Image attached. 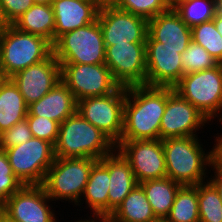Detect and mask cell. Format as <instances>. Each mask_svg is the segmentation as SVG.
<instances>
[{
	"label": "cell",
	"instance_id": "6da1fadb",
	"mask_svg": "<svg viewBox=\"0 0 222 222\" xmlns=\"http://www.w3.org/2000/svg\"><path fill=\"white\" fill-rule=\"evenodd\" d=\"M174 87H126L121 140H158L167 98Z\"/></svg>",
	"mask_w": 222,
	"mask_h": 222
},
{
	"label": "cell",
	"instance_id": "7a4b0ae2",
	"mask_svg": "<svg viewBox=\"0 0 222 222\" xmlns=\"http://www.w3.org/2000/svg\"><path fill=\"white\" fill-rule=\"evenodd\" d=\"M197 136L162 140L167 177L182 186H196L208 180L213 150L205 152ZM206 171V172H205Z\"/></svg>",
	"mask_w": 222,
	"mask_h": 222
},
{
	"label": "cell",
	"instance_id": "3957f363",
	"mask_svg": "<svg viewBox=\"0 0 222 222\" xmlns=\"http://www.w3.org/2000/svg\"><path fill=\"white\" fill-rule=\"evenodd\" d=\"M115 149L116 144L106 134L76 111L60 124L54 154L55 158L88 157L100 160Z\"/></svg>",
	"mask_w": 222,
	"mask_h": 222
},
{
	"label": "cell",
	"instance_id": "277c9868",
	"mask_svg": "<svg viewBox=\"0 0 222 222\" xmlns=\"http://www.w3.org/2000/svg\"><path fill=\"white\" fill-rule=\"evenodd\" d=\"M53 53L45 38L19 31L8 25L0 34V68L7 78L47 59Z\"/></svg>",
	"mask_w": 222,
	"mask_h": 222
},
{
	"label": "cell",
	"instance_id": "5b68a950",
	"mask_svg": "<svg viewBox=\"0 0 222 222\" xmlns=\"http://www.w3.org/2000/svg\"><path fill=\"white\" fill-rule=\"evenodd\" d=\"M174 91L196 107L210 122L217 117L219 123H222V64L185 74L174 86Z\"/></svg>",
	"mask_w": 222,
	"mask_h": 222
},
{
	"label": "cell",
	"instance_id": "8992f818",
	"mask_svg": "<svg viewBox=\"0 0 222 222\" xmlns=\"http://www.w3.org/2000/svg\"><path fill=\"white\" fill-rule=\"evenodd\" d=\"M96 161L88 157L55 158L42 184L48 197L55 202L62 199L82 205L79 201Z\"/></svg>",
	"mask_w": 222,
	"mask_h": 222
},
{
	"label": "cell",
	"instance_id": "52a82bcc",
	"mask_svg": "<svg viewBox=\"0 0 222 222\" xmlns=\"http://www.w3.org/2000/svg\"><path fill=\"white\" fill-rule=\"evenodd\" d=\"M59 63L105 64V43L98 19L61 35L52 45Z\"/></svg>",
	"mask_w": 222,
	"mask_h": 222
},
{
	"label": "cell",
	"instance_id": "ba28073f",
	"mask_svg": "<svg viewBox=\"0 0 222 222\" xmlns=\"http://www.w3.org/2000/svg\"><path fill=\"white\" fill-rule=\"evenodd\" d=\"M5 152L13 173L23 185H42L55 159L54 146L35 137Z\"/></svg>",
	"mask_w": 222,
	"mask_h": 222
},
{
	"label": "cell",
	"instance_id": "9c48e42d",
	"mask_svg": "<svg viewBox=\"0 0 222 222\" xmlns=\"http://www.w3.org/2000/svg\"><path fill=\"white\" fill-rule=\"evenodd\" d=\"M125 99L126 87L119 86L111 94L77 101L76 111L117 144L122 137Z\"/></svg>",
	"mask_w": 222,
	"mask_h": 222
},
{
	"label": "cell",
	"instance_id": "30bf717a",
	"mask_svg": "<svg viewBox=\"0 0 222 222\" xmlns=\"http://www.w3.org/2000/svg\"><path fill=\"white\" fill-rule=\"evenodd\" d=\"M61 81L73 93L76 101L86 97L105 96L120 85L105 64L60 63Z\"/></svg>",
	"mask_w": 222,
	"mask_h": 222
},
{
	"label": "cell",
	"instance_id": "8fae6325",
	"mask_svg": "<svg viewBox=\"0 0 222 222\" xmlns=\"http://www.w3.org/2000/svg\"><path fill=\"white\" fill-rule=\"evenodd\" d=\"M145 43H117L106 47L105 65L120 86L146 85Z\"/></svg>",
	"mask_w": 222,
	"mask_h": 222
},
{
	"label": "cell",
	"instance_id": "7c38bea8",
	"mask_svg": "<svg viewBox=\"0 0 222 222\" xmlns=\"http://www.w3.org/2000/svg\"><path fill=\"white\" fill-rule=\"evenodd\" d=\"M116 148L129 161L138 183L167 177L162 140H120Z\"/></svg>",
	"mask_w": 222,
	"mask_h": 222
},
{
	"label": "cell",
	"instance_id": "4fadbf2b",
	"mask_svg": "<svg viewBox=\"0 0 222 222\" xmlns=\"http://www.w3.org/2000/svg\"><path fill=\"white\" fill-rule=\"evenodd\" d=\"M49 201L42 185H24L7 199L2 213L14 222H57Z\"/></svg>",
	"mask_w": 222,
	"mask_h": 222
},
{
	"label": "cell",
	"instance_id": "5bb4252c",
	"mask_svg": "<svg viewBox=\"0 0 222 222\" xmlns=\"http://www.w3.org/2000/svg\"><path fill=\"white\" fill-rule=\"evenodd\" d=\"M98 22L105 47L115 44L146 42L148 20L117 7L100 8Z\"/></svg>",
	"mask_w": 222,
	"mask_h": 222
},
{
	"label": "cell",
	"instance_id": "9a60e30c",
	"mask_svg": "<svg viewBox=\"0 0 222 222\" xmlns=\"http://www.w3.org/2000/svg\"><path fill=\"white\" fill-rule=\"evenodd\" d=\"M210 121L176 91L167 98L166 108L160 124V139L198 136L199 128Z\"/></svg>",
	"mask_w": 222,
	"mask_h": 222
},
{
	"label": "cell",
	"instance_id": "2e32d148",
	"mask_svg": "<svg viewBox=\"0 0 222 222\" xmlns=\"http://www.w3.org/2000/svg\"><path fill=\"white\" fill-rule=\"evenodd\" d=\"M146 85L174 87L183 76L181 53L163 43L146 41Z\"/></svg>",
	"mask_w": 222,
	"mask_h": 222
},
{
	"label": "cell",
	"instance_id": "e0dca14e",
	"mask_svg": "<svg viewBox=\"0 0 222 222\" xmlns=\"http://www.w3.org/2000/svg\"><path fill=\"white\" fill-rule=\"evenodd\" d=\"M10 78L29 106L61 81V65L52 53L47 59L18 71Z\"/></svg>",
	"mask_w": 222,
	"mask_h": 222
},
{
	"label": "cell",
	"instance_id": "ac0fdd59",
	"mask_svg": "<svg viewBox=\"0 0 222 222\" xmlns=\"http://www.w3.org/2000/svg\"><path fill=\"white\" fill-rule=\"evenodd\" d=\"M54 42L63 34L97 20L100 8L94 0H54Z\"/></svg>",
	"mask_w": 222,
	"mask_h": 222
},
{
	"label": "cell",
	"instance_id": "d6986e66",
	"mask_svg": "<svg viewBox=\"0 0 222 222\" xmlns=\"http://www.w3.org/2000/svg\"><path fill=\"white\" fill-rule=\"evenodd\" d=\"M146 41L161 42L164 47L171 49H187L192 41L191 28L171 7L168 11L148 20Z\"/></svg>",
	"mask_w": 222,
	"mask_h": 222
},
{
	"label": "cell",
	"instance_id": "ffe728a7",
	"mask_svg": "<svg viewBox=\"0 0 222 222\" xmlns=\"http://www.w3.org/2000/svg\"><path fill=\"white\" fill-rule=\"evenodd\" d=\"M77 110V101L68 87L59 81L40 100L28 106L27 116H41L62 123Z\"/></svg>",
	"mask_w": 222,
	"mask_h": 222
},
{
	"label": "cell",
	"instance_id": "44dd1931",
	"mask_svg": "<svg viewBox=\"0 0 222 222\" xmlns=\"http://www.w3.org/2000/svg\"><path fill=\"white\" fill-rule=\"evenodd\" d=\"M110 185L108 192V217L122 203L124 198L139 184L129 161L116 148L108 154Z\"/></svg>",
	"mask_w": 222,
	"mask_h": 222
},
{
	"label": "cell",
	"instance_id": "7402d4cb",
	"mask_svg": "<svg viewBox=\"0 0 222 222\" xmlns=\"http://www.w3.org/2000/svg\"><path fill=\"white\" fill-rule=\"evenodd\" d=\"M110 175L108 171V155L97 160L91 167L88 182L85 186L81 201L86 200L87 208L93 213V218H108V192Z\"/></svg>",
	"mask_w": 222,
	"mask_h": 222
},
{
	"label": "cell",
	"instance_id": "603a6c76",
	"mask_svg": "<svg viewBox=\"0 0 222 222\" xmlns=\"http://www.w3.org/2000/svg\"><path fill=\"white\" fill-rule=\"evenodd\" d=\"M28 105L11 78L0 86V134L26 119Z\"/></svg>",
	"mask_w": 222,
	"mask_h": 222
},
{
	"label": "cell",
	"instance_id": "cb8c5ba5",
	"mask_svg": "<svg viewBox=\"0 0 222 222\" xmlns=\"http://www.w3.org/2000/svg\"><path fill=\"white\" fill-rule=\"evenodd\" d=\"M12 25L19 31L41 36L54 44L55 16L52 5L33 4Z\"/></svg>",
	"mask_w": 222,
	"mask_h": 222
},
{
	"label": "cell",
	"instance_id": "d4e9b609",
	"mask_svg": "<svg viewBox=\"0 0 222 222\" xmlns=\"http://www.w3.org/2000/svg\"><path fill=\"white\" fill-rule=\"evenodd\" d=\"M139 185L143 188L156 218L166 219L182 185L168 177L145 180Z\"/></svg>",
	"mask_w": 222,
	"mask_h": 222
},
{
	"label": "cell",
	"instance_id": "484cf974",
	"mask_svg": "<svg viewBox=\"0 0 222 222\" xmlns=\"http://www.w3.org/2000/svg\"><path fill=\"white\" fill-rule=\"evenodd\" d=\"M107 219L109 222H151L157 218L138 184Z\"/></svg>",
	"mask_w": 222,
	"mask_h": 222
},
{
	"label": "cell",
	"instance_id": "4316f807",
	"mask_svg": "<svg viewBox=\"0 0 222 222\" xmlns=\"http://www.w3.org/2000/svg\"><path fill=\"white\" fill-rule=\"evenodd\" d=\"M172 8L190 28L213 20L220 9L214 0L178 1Z\"/></svg>",
	"mask_w": 222,
	"mask_h": 222
},
{
	"label": "cell",
	"instance_id": "83f0119b",
	"mask_svg": "<svg viewBox=\"0 0 222 222\" xmlns=\"http://www.w3.org/2000/svg\"><path fill=\"white\" fill-rule=\"evenodd\" d=\"M168 222H200L196 186H182L175 197Z\"/></svg>",
	"mask_w": 222,
	"mask_h": 222
},
{
	"label": "cell",
	"instance_id": "f1b7e54d",
	"mask_svg": "<svg viewBox=\"0 0 222 222\" xmlns=\"http://www.w3.org/2000/svg\"><path fill=\"white\" fill-rule=\"evenodd\" d=\"M200 222H222V200L210 181L196 185Z\"/></svg>",
	"mask_w": 222,
	"mask_h": 222
},
{
	"label": "cell",
	"instance_id": "f546056e",
	"mask_svg": "<svg viewBox=\"0 0 222 222\" xmlns=\"http://www.w3.org/2000/svg\"><path fill=\"white\" fill-rule=\"evenodd\" d=\"M191 36L192 41L202 46L219 64H222V36L213 20L191 28Z\"/></svg>",
	"mask_w": 222,
	"mask_h": 222
},
{
	"label": "cell",
	"instance_id": "4dcf8cb0",
	"mask_svg": "<svg viewBox=\"0 0 222 222\" xmlns=\"http://www.w3.org/2000/svg\"><path fill=\"white\" fill-rule=\"evenodd\" d=\"M183 76L192 72L214 68L219 63L202 46L191 41L181 53Z\"/></svg>",
	"mask_w": 222,
	"mask_h": 222
},
{
	"label": "cell",
	"instance_id": "1f68e13d",
	"mask_svg": "<svg viewBox=\"0 0 222 222\" xmlns=\"http://www.w3.org/2000/svg\"><path fill=\"white\" fill-rule=\"evenodd\" d=\"M117 8L150 20L171 8L170 0H121Z\"/></svg>",
	"mask_w": 222,
	"mask_h": 222
},
{
	"label": "cell",
	"instance_id": "d6a6232c",
	"mask_svg": "<svg viewBox=\"0 0 222 222\" xmlns=\"http://www.w3.org/2000/svg\"><path fill=\"white\" fill-rule=\"evenodd\" d=\"M32 136L51 143L55 146L60 123L41 116H26Z\"/></svg>",
	"mask_w": 222,
	"mask_h": 222
},
{
	"label": "cell",
	"instance_id": "836d02e7",
	"mask_svg": "<svg viewBox=\"0 0 222 222\" xmlns=\"http://www.w3.org/2000/svg\"><path fill=\"white\" fill-rule=\"evenodd\" d=\"M32 137V132L25 119L14 124L9 130L0 134V149L6 150L19 144L26 143Z\"/></svg>",
	"mask_w": 222,
	"mask_h": 222
},
{
	"label": "cell",
	"instance_id": "e575fe53",
	"mask_svg": "<svg viewBox=\"0 0 222 222\" xmlns=\"http://www.w3.org/2000/svg\"><path fill=\"white\" fill-rule=\"evenodd\" d=\"M33 4V0H0V8L8 25H12Z\"/></svg>",
	"mask_w": 222,
	"mask_h": 222
},
{
	"label": "cell",
	"instance_id": "d590c367",
	"mask_svg": "<svg viewBox=\"0 0 222 222\" xmlns=\"http://www.w3.org/2000/svg\"><path fill=\"white\" fill-rule=\"evenodd\" d=\"M24 185L15 175L0 177V205L3 206L7 199L15 192L19 191Z\"/></svg>",
	"mask_w": 222,
	"mask_h": 222
},
{
	"label": "cell",
	"instance_id": "8d00e7d4",
	"mask_svg": "<svg viewBox=\"0 0 222 222\" xmlns=\"http://www.w3.org/2000/svg\"><path fill=\"white\" fill-rule=\"evenodd\" d=\"M211 166V167H210ZM209 171H214V176H210L208 179L213 186L218 190L220 198L222 200V164H220L214 157L211 160ZM213 168V169H212ZM212 177V178H211Z\"/></svg>",
	"mask_w": 222,
	"mask_h": 222
},
{
	"label": "cell",
	"instance_id": "74e56055",
	"mask_svg": "<svg viewBox=\"0 0 222 222\" xmlns=\"http://www.w3.org/2000/svg\"><path fill=\"white\" fill-rule=\"evenodd\" d=\"M6 175H15L12 171L5 150L0 149V177H6Z\"/></svg>",
	"mask_w": 222,
	"mask_h": 222
},
{
	"label": "cell",
	"instance_id": "f35d334b",
	"mask_svg": "<svg viewBox=\"0 0 222 222\" xmlns=\"http://www.w3.org/2000/svg\"><path fill=\"white\" fill-rule=\"evenodd\" d=\"M217 137H215V144L212 148L213 150V157L222 164V134L219 135V133L216 134Z\"/></svg>",
	"mask_w": 222,
	"mask_h": 222
},
{
	"label": "cell",
	"instance_id": "ab89813d",
	"mask_svg": "<svg viewBox=\"0 0 222 222\" xmlns=\"http://www.w3.org/2000/svg\"><path fill=\"white\" fill-rule=\"evenodd\" d=\"M99 8L116 7L121 0H94Z\"/></svg>",
	"mask_w": 222,
	"mask_h": 222
},
{
	"label": "cell",
	"instance_id": "60d3db41",
	"mask_svg": "<svg viewBox=\"0 0 222 222\" xmlns=\"http://www.w3.org/2000/svg\"><path fill=\"white\" fill-rule=\"evenodd\" d=\"M213 22L219 34L222 36V8H220L215 14Z\"/></svg>",
	"mask_w": 222,
	"mask_h": 222
},
{
	"label": "cell",
	"instance_id": "b9f144b4",
	"mask_svg": "<svg viewBox=\"0 0 222 222\" xmlns=\"http://www.w3.org/2000/svg\"><path fill=\"white\" fill-rule=\"evenodd\" d=\"M88 218H89L88 220L87 219L82 220V218H81V220H78V221L76 220L74 222H109L107 218H92V216L88 217ZM90 218H92V219H90Z\"/></svg>",
	"mask_w": 222,
	"mask_h": 222
},
{
	"label": "cell",
	"instance_id": "7bdbcfd3",
	"mask_svg": "<svg viewBox=\"0 0 222 222\" xmlns=\"http://www.w3.org/2000/svg\"><path fill=\"white\" fill-rule=\"evenodd\" d=\"M7 26H8V23L5 21L1 8H0V34L5 30Z\"/></svg>",
	"mask_w": 222,
	"mask_h": 222
},
{
	"label": "cell",
	"instance_id": "ee69618b",
	"mask_svg": "<svg viewBox=\"0 0 222 222\" xmlns=\"http://www.w3.org/2000/svg\"><path fill=\"white\" fill-rule=\"evenodd\" d=\"M54 0H33L34 4L52 5Z\"/></svg>",
	"mask_w": 222,
	"mask_h": 222
},
{
	"label": "cell",
	"instance_id": "f6af8a7d",
	"mask_svg": "<svg viewBox=\"0 0 222 222\" xmlns=\"http://www.w3.org/2000/svg\"><path fill=\"white\" fill-rule=\"evenodd\" d=\"M0 222H14V221L10 220L5 214H3L1 212L0 213Z\"/></svg>",
	"mask_w": 222,
	"mask_h": 222
},
{
	"label": "cell",
	"instance_id": "bcb514c9",
	"mask_svg": "<svg viewBox=\"0 0 222 222\" xmlns=\"http://www.w3.org/2000/svg\"><path fill=\"white\" fill-rule=\"evenodd\" d=\"M6 76L3 73L2 69L0 68V86L2 85V83L6 80Z\"/></svg>",
	"mask_w": 222,
	"mask_h": 222
},
{
	"label": "cell",
	"instance_id": "7dc6e473",
	"mask_svg": "<svg viewBox=\"0 0 222 222\" xmlns=\"http://www.w3.org/2000/svg\"><path fill=\"white\" fill-rule=\"evenodd\" d=\"M151 222H168V220L167 219L157 218L156 220L151 221Z\"/></svg>",
	"mask_w": 222,
	"mask_h": 222
},
{
	"label": "cell",
	"instance_id": "c3c4849f",
	"mask_svg": "<svg viewBox=\"0 0 222 222\" xmlns=\"http://www.w3.org/2000/svg\"><path fill=\"white\" fill-rule=\"evenodd\" d=\"M178 1H186V0H170L171 7Z\"/></svg>",
	"mask_w": 222,
	"mask_h": 222
},
{
	"label": "cell",
	"instance_id": "681fc988",
	"mask_svg": "<svg viewBox=\"0 0 222 222\" xmlns=\"http://www.w3.org/2000/svg\"><path fill=\"white\" fill-rule=\"evenodd\" d=\"M216 2V4L222 8V0H214Z\"/></svg>",
	"mask_w": 222,
	"mask_h": 222
}]
</instances>
